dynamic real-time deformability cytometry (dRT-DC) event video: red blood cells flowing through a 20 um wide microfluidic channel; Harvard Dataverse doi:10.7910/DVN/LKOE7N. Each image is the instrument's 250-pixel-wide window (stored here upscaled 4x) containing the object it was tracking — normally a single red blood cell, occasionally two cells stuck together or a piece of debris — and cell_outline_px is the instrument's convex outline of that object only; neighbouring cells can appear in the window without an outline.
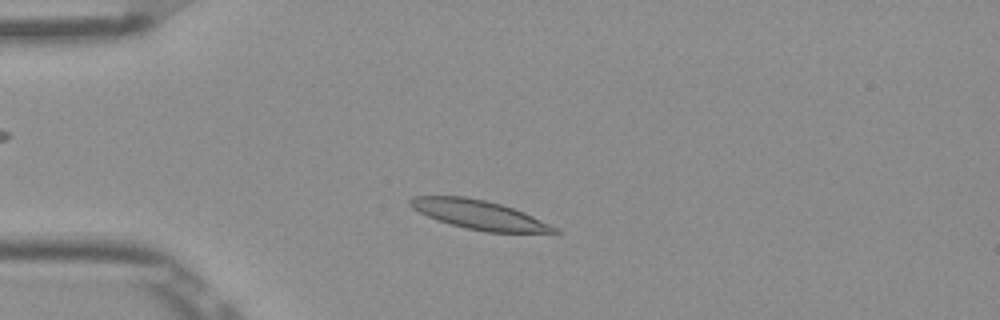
{"species": "Egyptian fruit bat (a non-hibernating species)", "species_latin": "Rousettus aegyptiacus", "temperature_condition": "room temperature", "stored_images_in_passage": 45, "camera_frame_rate_fps": 3000, "um_per_image_px": 0.085, "frame": {"image": 1, "passage_image": 6, "time_ms": 1.667, "image_size_px": [1000, 320], "cell_outline_px": [[560, 232], [488, 232], [468, 228], [452, 224], [428, 216], [412, 208], [408, 204], [408, 200], [412, 196], [464, 196], [484, 200], [500, 204], [524, 212], [556, 228]], "centroid_in_image_um": [40.66, 18.23], "position_along_channel_um": 44.3, "area_um2": 23.76}}
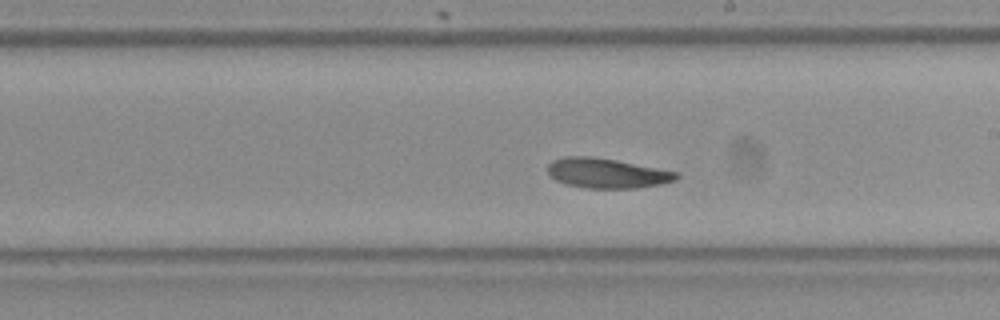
{"frame": {"image": 2, "passage_image": 23, "time_ms": 7.333, "image_size_px": [1000, 320], "cell_outline_px": [[680, 176], [676, 180], [660, 184], [636, 188], [588, 188], [568, 184], [556, 180], [548, 172], [548, 164], [552, 160], [564, 156], [592, 156], [616, 160], [676, 172]], "centroid_in_image_um": [51.57, 14.71], "position_along_channel_um": 237.4, "area_um2": 22.14}}
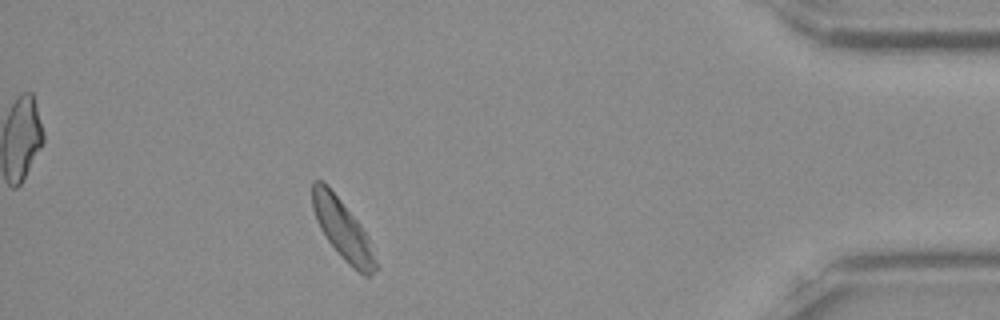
{"frame": {"image": 3, "passage_image": 40, "time_ms": 13.0, "image_size_px": [1000, 320], "cell_outline_px": [[376, 268], [368, 276], [364, 276], [352, 268], [340, 256], [328, 240], [320, 228], [316, 220], [312, 208], [312, 180], [324, 180], [360, 224], [368, 236], [376, 260]], "centroid_in_image_um": [29.1, 19.48], "position_along_channel_um": 406.1, "area_um2": 21.91}, "authors_computed_cell_mechanics": {"area_um2": 22.9466, "velocity_mm_per_s": 3.8195, "shape_relaxation_time_tau1_ms": 4.5866, "shape_relaxation_time_tau2_ms": 3.869, "deformation_change_tau1": 0.1683, "deformation_change_tau2": 0.1}}